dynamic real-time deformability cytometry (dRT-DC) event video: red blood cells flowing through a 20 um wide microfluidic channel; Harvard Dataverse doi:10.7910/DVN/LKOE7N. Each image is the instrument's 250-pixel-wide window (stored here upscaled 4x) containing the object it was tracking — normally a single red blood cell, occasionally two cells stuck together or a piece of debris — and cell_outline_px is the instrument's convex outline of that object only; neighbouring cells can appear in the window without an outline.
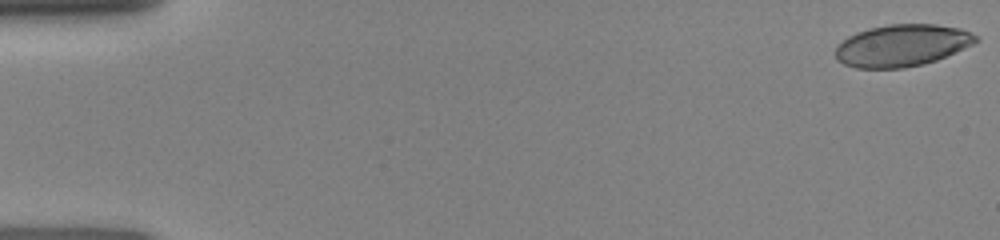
{"species": "human", "species_latin": "Homo sapiens", "temperature_condition": "room temperature", "stored_images_in_passage": 47, "camera_frame_rate_fps": 3000, "um_per_image_px": 0.085, "donor": {"sex": "female"}, "frame": {"image": 1, "passage_image": 1, "time_ms": 0.0, "image_size_px": [1000, 240], "cell_outline_px": [[980, 40], [972, 44], [936, 60], [924, 64], [904, 68], [856, 68], [844, 64], [836, 60], [836, 48], [848, 36], [856, 32], [868, 28], [888, 24], [936, 24], [960, 28], [980, 36]], "centroid_in_image_um": [76.67, 3.86], "position_along_channel_um": 8.3, "area_um2": 34.33}}
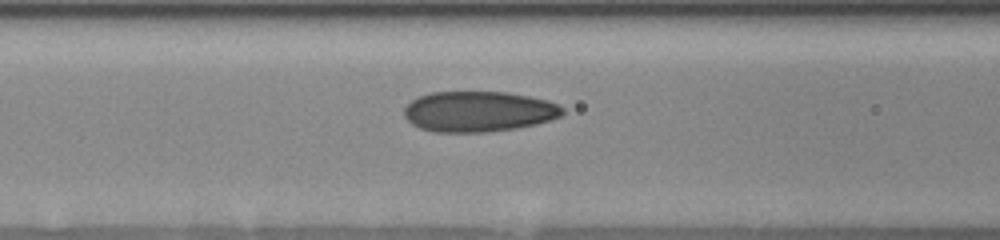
{"frame": {"image": 2, "passage_image": 28, "time_ms": 6.333, "image_size_px": [1000, 240], "cell_outline_px": [[564, 112], [560, 116], [536, 124], [516, 128], [484, 132], [436, 132], [420, 128], [412, 124], [404, 116], [404, 108], [412, 100], [420, 96], [432, 92], [508, 92], [548, 100], [564, 108]], "centroid_in_image_um": [40.67, 9.48], "position_along_channel_um": 125.9, "area_um2": 37.28}}
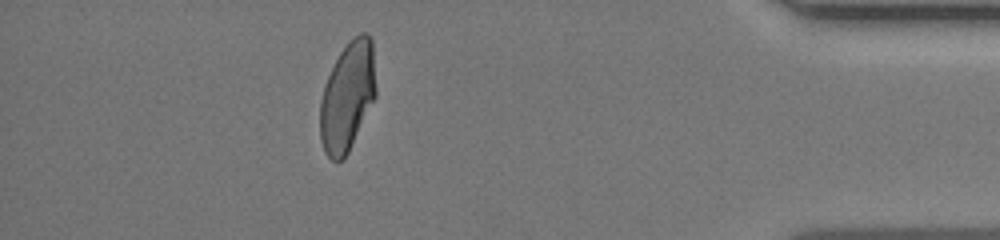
{"frame": {"image": 3, "passage_image": 44, "time_ms": 14.0, "image_size_px": [1000, 240], "cell_outline_px": [[376, 96], [348, 152], [340, 160], [332, 160], [324, 152], [320, 140], [320, 100], [328, 76], [340, 52], [348, 40], [360, 32], [368, 32], [372, 40], [376, 88]], "centroid_in_image_um": [29.54, 8.17], "position_along_channel_um": 405.7, "area_um2": 35.43}}